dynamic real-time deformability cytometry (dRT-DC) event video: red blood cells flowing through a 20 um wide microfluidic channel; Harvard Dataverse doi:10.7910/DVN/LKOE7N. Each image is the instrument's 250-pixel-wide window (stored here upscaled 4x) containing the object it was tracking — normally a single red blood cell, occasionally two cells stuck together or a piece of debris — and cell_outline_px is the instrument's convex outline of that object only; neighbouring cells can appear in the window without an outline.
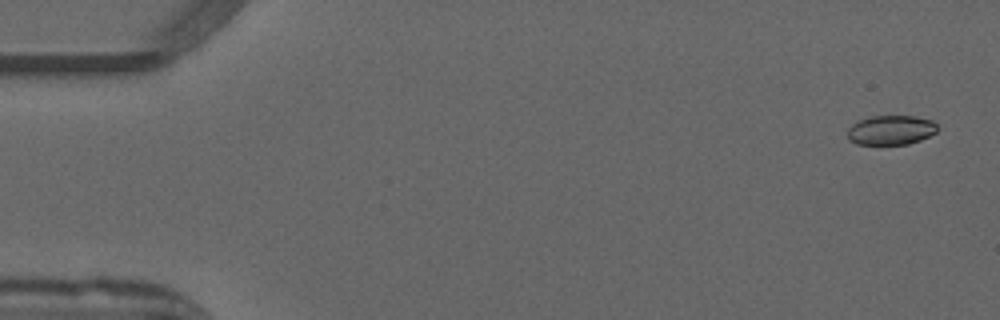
{"species": "common noctule bat (a hibernating species)", "species_latin": "Nyctalus noctula", "temperature_condition": "warm", "stored_images_in_passage": 52, "camera_frame_rate_fps": 3000, "um_per_image_px": 0.085, "animal": {"sex": "male", "forearm_length_mm": 52.5}, "frame": {"image": 1, "passage_image": 2, "time_ms": 0.333, "image_size_px": [1000, 320], "cell_outline_px": [[940, 128], [936, 132], [920, 140], [908, 144], [856, 144], [848, 140], [848, 128], [856, 120], [872, 116], [916, 116], [932, 120]], "centroid_in_image_um": [75.72, 11.05], "position_along_channel_um": 9.3, "area_um2": 15.61}}
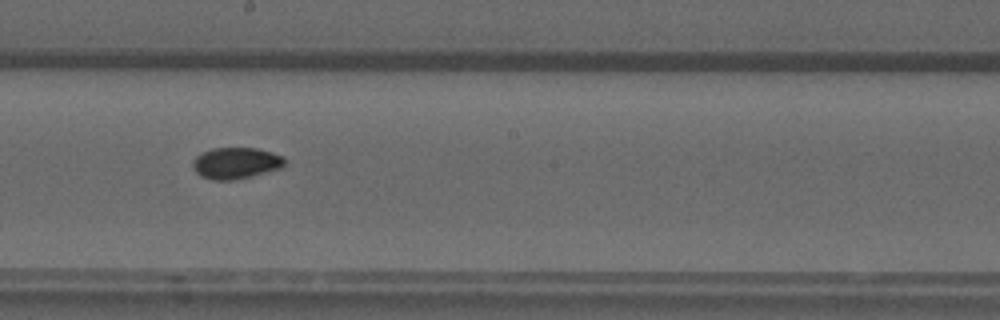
{"frame": {"image": 2, "passage_image": 29, "time_ms": 9.333, "image_size_px": [1000, 320], "cell_outline_px": [[284, 164], [280, 168], [252, 176], [232, 180], [212, 180], [200, 176], [196, 172], [192, 164], [196, 156], [212, 148], [256, 148], [272, 152], [284, 156]], "centroid_in_image_um": [20.05, 13.86], "position_along_channel_um": 228.2, "area_um2": 16.7}}
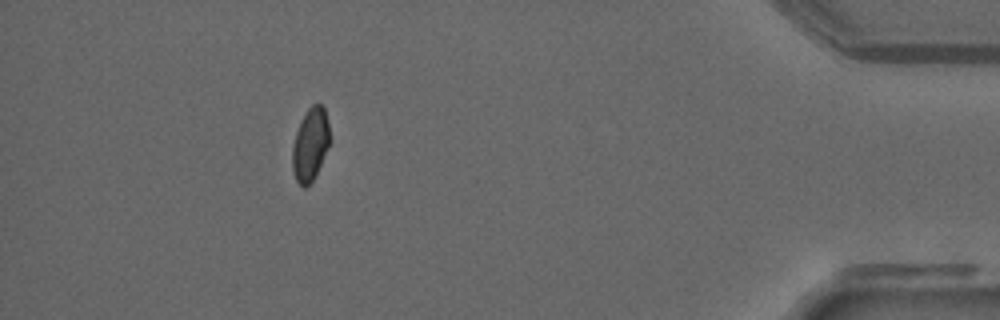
{"frame": {"image": 3, "passage_image": 47, "time_ms": 15.333, "image_size_px": [1000, 320], "cell_outline_px": [[328, 144], [320, 164], [312, 180], [304, 188], [296, 180], [292, 168], [292, 148], [296, 132], [308, 108], [312, 104], [320, 104], [324, 108], [328, 124]], "centroid_in_image_um": [26.34, 12.27], "position_along_channel_um": 408.9, "area_um2": 15.2}}